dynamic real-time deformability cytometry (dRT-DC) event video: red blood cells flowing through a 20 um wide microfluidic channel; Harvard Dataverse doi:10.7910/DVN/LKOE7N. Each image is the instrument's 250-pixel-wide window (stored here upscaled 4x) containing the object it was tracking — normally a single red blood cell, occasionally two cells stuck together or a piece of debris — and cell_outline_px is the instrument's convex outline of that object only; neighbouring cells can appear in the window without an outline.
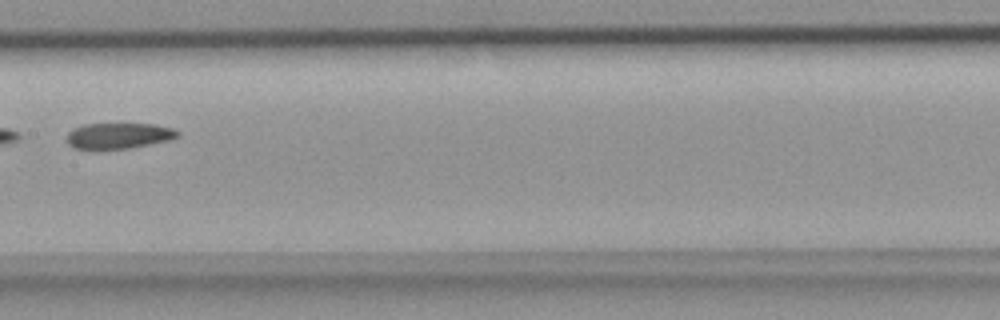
{"species": "common noctule bat (a hibernating species)", "species_latin": "Nyctalus noctula", "temperature_condition": "room temperature", "stored_images_in_passage": 5, "camera_frame_rate_fps": 3000, "um_per_image_px": 0.085, "animal": {"sex": "female", "body_mass_g": 18.4}, "frame": {"image": 1, "passage_image": 4, "time_ms": 1.0, "image_size_px": [1000, 320], "cell_outline_px": [[180, 136], [168, 140], [128, 148], [76, 148], [68, 144], [68, 132], [72, 128], [84, 124], [156, 124], [172, 128], [180, 132]], "centroid_in_image_um": [10.11, 11.51], "position_along_channel_um": 197.3, "area_um2": 16.36}}
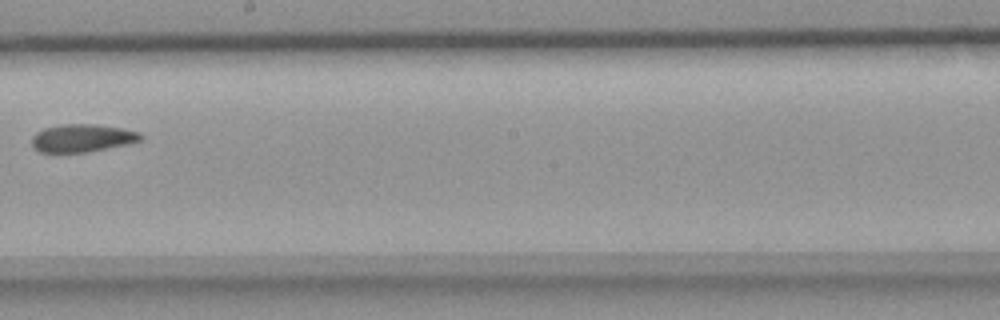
{"frame": {"image": 2, "passage_image": 5, "time_ms": 1.333, "image_size_px": [1000, 320], "cell_outline_px": [[144, 136], [140, 140], [128, 144], [88, 152], [40, 152], [32, 144], [32, 136], [36, 132], [44, 128], [60, 124], [92, 124], [120, 128], [136, 132]], "centroid_in_image_um": [6.96, 11.73], "position_along_channel_um": 241.2, "area_um2": 17.46}}